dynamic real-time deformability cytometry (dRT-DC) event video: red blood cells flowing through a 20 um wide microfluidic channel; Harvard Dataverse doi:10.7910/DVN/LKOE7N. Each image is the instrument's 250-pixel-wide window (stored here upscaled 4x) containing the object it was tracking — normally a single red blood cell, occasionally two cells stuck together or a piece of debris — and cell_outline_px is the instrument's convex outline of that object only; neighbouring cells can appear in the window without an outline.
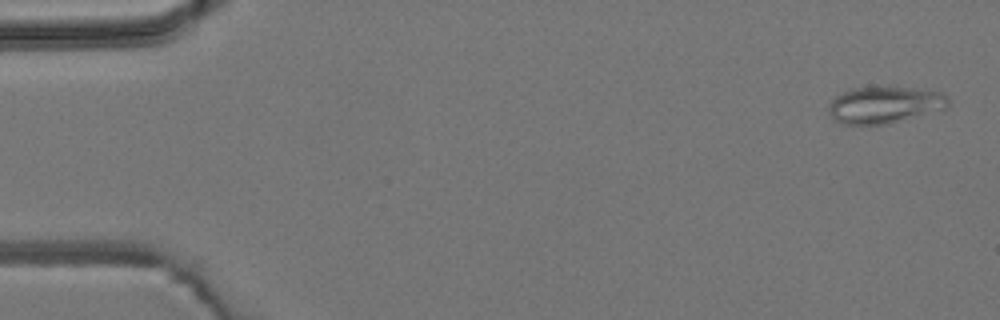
{"species": "common noctule bat (a hibernating species)", "species_latin": "Nyctalus noctula", "temperature_condition": "room temperature", "stored_images_in_passage": 4, "camera_frame_rate_fps": 3000, "um_per_image_px": 0.085, "animal": {"sex": "male", "body_mass_g": 19.2, "forearm_length_mm": 51.8}, "frame": {"image": 1, "passage_image": 1, "time_ms": 0.0, "image_size_px": [1000, 320], "cell_outline_px": [[948, 104], [944, 108], [888, 124], [840, 124], [828, 112], [828, 104], [836, 96], [852, 88], [912, 88], [944, 92], [948, 96]], "centroid_in_image_um": [75.17, 8.92], "position_along_channel_um": 9.8, "area_um2": 25.14}}